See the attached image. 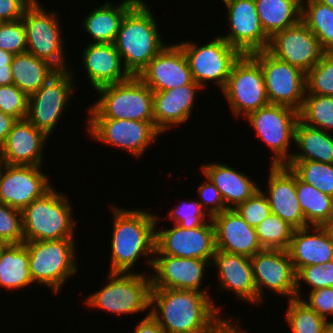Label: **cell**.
<instances>
[{"label": "cell", "mask_w": 333, "mask_h": 333, "mask_svg": "<svg viewBox=\"0 0 333 333\" xmlns=\"http://www.w3.org/2000/svg\"><path fill=\"white\" fill-rule=\"evenodd\" d=\"M215 301L206 293L151 288L150 315L165 333H220L230 322L239 321L222 315L223 307Z\"/></svg>", "instance_id": "cell-1"}, {"label": "cell", "mask_w": 333, "mask_h": 333, "mask_svg": "<svg viewBox=\"0 0 333 333\" xmlns=\"http://www.w3.org/2000/svg\"><path fill=\"white\" fill-rule=\"evenodd\" d=\"M109 206L112 210L110 212H112L113 226L108 272H133L136 264H139L138 260L143 258L149 269H152L157 213L138 207L122 208L110 202Z\"/></svg>", "instance_id": "cell-2"}, {"label": "cell", "mask_w": 333, "mask_h": 333, "mask_svg": "<svg viewBox=\"0 0 333 333\" xmlns=\"http://www.w3.org/2000/svg\"><path fill=\"white\" fill-rule=\"evenodd\" d=\"M151 8L145 0H139L122 19L114 43L131 76H139L168 45L160 35L158 18Z\"/></svg>", "instance_id": "cell-3"}, {"label": "cell", "mask_w": 333, "mask_h": 333, "mask_svg": "<svg viewBox=\"0 0 333 333\" xmlns=\"http://www.w3.org/2000/svg\"><path fill=\"white\" fill-rule=\"evenodd\" d=\"M105 285L87 295L84 304L110 316H131L150 312L151 275L140 272H108ZM112 313V314H111Z\"/></svg>", "instance_id": "cell-4"}, {"label": "cell", "mask_w": 333, "mask_h": 333, "mask_svg": "<svg viewBox=\"0 0 333 333\" xmlns=\"http://www.w3.org/2000/svg\"><path fill=\"white\" fill-rule=\"evenodd\" d=\"M68 196L52 187L22 210L24 242L75 238L78 221Z\"/></svg>", "instance_id": "cell-5"}, {"label": "cell", "mask_w": 333, "mask_h": 333, "mask_svg": "<svg viewBox=\"0 0 333 333\" xmlns=\"http://www.w3.org/2000/svg\"><path fill=\"white\" fill-rule=\"evenodd\" d=\"M95 92L99 97L86 109L87 119L154 122L153 91L138 76L100 87Z\"/></svg>", "instance_id": "cell-6"}, {"label": "cell", "mask_w": 333, "mask_h": 333, "mask_svg": "<svg viewBox=\"0 0 333 333\" xmlns=\"http://www.w3.org/2000/svg\"><path fill=\"white\" fill-rule=\"evenodd\" d=\"M77 239L24 242L29 254V270L33 283L47 287L53 296L60 294L67 280L79 272Z\"/></svg>", "instance_id": "cell-7"}, {"label": "cell", "mask_w": 333, "mask_h": 333, "mask_svg": "<svg viewBox=\"0 0 333 333\" xmlns=\"http://www.w3.org/2000/svg\"><path fill=\"white\" fill-rule=\"evenodd\" d=\"M60 19L57 11L52 12L41 5L40 0H34L22 17L27 36L26 52L49 62L58 70H67L72 65L67 62L64 41L67 39H64L65 36L61 32Z\"/></svg>", "instance_id": "cell-8"}, {"label": "cell", "mask_w": 333, "mask_h": 333, "mask_svg": "<svg viewBox=\"0 0 333 333\" xmlns=\"http://www.w3.org/2000/svg\"><path fill=\"white\" fill-rule=\"evenodd\" d=\"M257 139L271 150L270 165H286L292 155L299 111L279 104H268L244 118Z\"/></svg>", "instance_id": "cell-9"}, {"label": "cell", "mask_w": 333, "mask_h": 333, "mask_svg": "<svg viewBox=\"0 0 333 333\" xmlns=\"http://www.w3.org/2000/svg\"><path fill=\"white\" fill-rule=\"evenodd\" d=\"M189 40L177 44L183 49L194 82L204 90L210 83L222 90L234 63L242 53L229 45L219 34L206 44Z\"/></svg>", "instance_id": "cell-10"}, {"label": "cell", "mask_w": 333, "mask_h": 333, "mask_svg": "<svg viewBox=\"0 0 333 333\" xmlns=\"http://www.w3.org/2000/svg\"><path fill=\"white\" fill-rule=\"evenodd\" d=\"M221 92L236 121L269 104L262 69L250 54L234 63Z\"/></svg>", "instance_id": "cell-11"}, {"label": "cell", "mask_w": 333, "mask_h": 333, "mask_svg": "<svg viewBox=\"0 0 333 333\" xmlns=\"http://www.w3.org/2000/svg\"><path fill=\"white\" fill-rule=\"evenodd\" d=\"M87 135L97 143L126 151L131 157L141 158L151 144L163 134L154 122L121 119H87ZM161 135V136H160Z\"/></svg>", "instance_id": "cell-12"}, {"label": "cell", "mask_w": 333, "mask_h": 333, "mask_svg": "<svg viewBox=\"0 0 333 333\" xmlns=\"http://www.w3.org/2000/svg\"><path fill=\"white\" fill-rule=\"evenodd\" d=\"M59 70L44 86L28 97L27 119L48 137L53 135L78 88L72 70ZM76 87V88H75ZM62 116V117H61Z\"/></svg>", "instance_id": "cell-13"}, {"label": "cell", "mask_w": 333, "mask_h": 333, "mask_svg": "<svg viewBox=\"0 0 333 333\" xmlns=\"http://www.w3.org/2000/svg\"><path fill=\"white\" fill-rule=\"evenodd\" d=\"M262 69L270 104L292 107L299 111L306 92V73L277 59L267 50L250 54Z\"/></svg>", "instance_id": "cell-14"}, {"label": "cell", "mask_w": 333, "mask_h": 333, "mask_svg": "<svg viewBox=\"0 0 333 333\" xmlns=\"http://www.w3.org/2000/svg\"><path fill=\"white\" fill-rule=\"evenodd\" d=\"M166 218L167 216L162 218L157 213L154 255L213 260L216 247L212 219L192 229H185L177 224H173L170 228L157 227Z\"/></svg>", "instance_id": "cell-15"}, {"label": "cell", "mask_w": 333, "mask_h": 333, "mask_svg": "<svg viewBox=\"0 0 333 333\" xmlns=\"http://www.w3.org/2000/svg\"><path fill=\"white\" fill-rule=\"evenodd\" d=\"M250 259L257 306L265 303L267 291L275 296L281 295L285 300L296 298V272L287 250L263 249Z\"/></svg>", "instance_id": "cell-16"}, {"label": "cell", "mask_w": 333, "mask_h": 333, "mask_svg": "<svg viewBox=\"0 0 333 333\" xmlns=\"http://www.w3.org/2000/svg\"><path fill=\"white\" fill-rule=\"evenodd\" d=\"M211 263L195 258L154 255L152 270L147 271L151 275L152 288L191 290L212 296L209 291L213 288L211 283L209 287L202 285Z\"/></svg>", "instance_id": "cell-17"}, {"label": "cell", "mask_w": 333, "mask_h": 333, "mask_svg": "<svg viewBox=\"0 0 333 333\" xmlns=\"http://www.w3.org/2000/svg\"><path fill=\"white\" fill-rule=\"evenodd\" d=\"M42 169L43 166L0 163V202L22 211L42 197L54 185Z\"/></svg>", "instance_id": "cell-18"}, {"label": "cell", "mask_w": 333, "mask_h": 333, "mask_svg": "<svg viewBox=\"0 0 333 333\" xmlns=\"http://www.w3.org/2000/svg\"><path fill=\"white\" fill-rule=\"evenodd\" d=\"M224 2L228 33L221 36L242 54L267 50L270 38L265 34L254 0H221Z\"/></svg>", "instance_id": "cell-19"}, {"label": "cell", "mask_w": 333, "mask_h": 333, "mask_svg": "<svg viewBox=\"0 0 333 333\" xmlns=\"http://www.w3.org/2000/svg\"><path fill=\"white\" fill-rule=\"evenodd\" d=\"M267 51L304 73L312 69L325 53L316 36L302 20L274 34Z\"/></svg>", "instance_id": "cell-20"}, {"label": "cell", "mask_w": 333, "mask_h": 333, "mask_svg": "<svg viewBox=\"0 0 333 333\" xmlns=\"http://www.w3.org/2000/svg\"><path fill=\"white\" fill-rule=\"evenodd\" d=\"M268 170L267 189H260L268 199L271 213L295 230L307 227L297 198L296 174L286 165H270Z\"/></svg>", "instance_id": "cell-21"}, {"label": "cell", "mask_w": 333, "mask_h": 333, "mask_svg": "<svg viewBox=\"0 0 333 333\" xmlns=\"http://www.w3.org/2000/svg\"><path fill=\"white\" fill-rule=\"evenodd\" d=\"M168 43L138 76L153 92L194 82L183 49L177 43Z\"/></svg>", "instance_id": "cell-22"}, {"label": "cell", "mask_w": 333, "mask_h": 333, "mask_svg": "<svg viewBox=\"0 0 333 333\" xmlns=\"http://www.w3.org/2000/svg\"><path fill=\"white\" fill-rule=\"evenodd\" d=\"M49 139L50 137L37 129L27 118L17 120L0 146V163L44 166V149L47 148L46 143Z\"/></svg>", "instance_id": "cell-23"}, {"label": "cell", "mask_w": 333, "mask_h": 333, "mask_svg": "<svg viewBox=\"0 0 333 333\" xmlns=\"http://www.w3.org/2000/svg\"><path fill=\"white\" fill-rule=\"evenodd\" d=\"M211 267L217 271L219 289L232 292L240 302L257 307V289L249 257L216 250Z\"/></svg>", "instance_id": "cell-24"}, {"label": "cell", "mask_w": 333, "mask_h": 333, "mask_svg": "<svg viewBox=\"0 0 333 333\" xmlns=\"http://www.w3.org/2000/svg\"><path fill=\"white\" fill-rule=\"evenodd\" d=\"M203 90L196 82L179 88L153 92L154 125L162 133L173 127L188 124L193 115L198 91ZM196 97V98H195Z\"/></svg>", "instance_id": "cell-25"}, {"label": "cell", "mask_w": 333, "mask_h": 333, "mask_svg": "<svg viewBox=\"0 0 333 333\" xmlns=\"http://www.w3.org/2000/svg\"><path fill=\"white\" fill-rule=\"evenodd\" d=\"M215 228V247L230 254L253 257L263 250L254 227L235 209H227L212 217Z\"/></svg>", "instance_id": "cell-26"}, {"label": "cell", "mask_w": 333, "mask_h": 333, "mask_svg": "<svg viewBox=\"0 0 333 333\" xmlns=\"http://www.w3.org/2000/svg\"><path fill=\"white\" fill-rule=\"evenodd\" d=\"M80 58L86 80L94 92L103 86L120 83L131 77L114 43H87ZM88 78V79H87Z\"/></svg>", "instance_id": "cell-27"}, {"label": "cell", "mask_w": 333, "mask_h": 333, "mask_svg": "<svg viewBox=\"0 0 333 333\" xmlns=\"http://www.w3.org/2000/svg\"><path fill=\"white\" fill-rule=\"evenodd\" d=\"M294 270L333 260V239L324 226L296 229L287 249Z\"/></svg>", "instance_id": "cell-28"}, {"label": "cell", "mask_w": 333, "mask_h": 333, "mask_svg": "<svg viewBox=\"0 0 333 333\" xmlns=\"http://www.w3.org/2000/svg\"><path fill=\"white\" fill-rule=\"evenodd\" d=\"M200 173L209 178L218 188L227 209H235L249 199L260 186L245 172L222 162L201 164Z\"/></svg>", "instance_id": "cell-29"}, {"label": "cell", "mask_w": 333, "mask_h": 333, "mask_svg": "<svg viewBox=\"0 0 333 333\" xmlns=\"http://www.w3.org/2000/svg\"><path fill=\"white\" fill-rule=\"evenodd\" d=\"M139 0H121L118 3L106 1L89 11L82 18V29L89 35L90 43H115L125 14Z\"/></svg>", "instance_id": "cell-30"}, {"label": "cell", "mask_w": 333, "mask_h": 333, "mask_svg": "<svg viewBox=\"0 0 333 333\" xmlns=\"http://www.w3.org/2000/svg\"><path fill=\"white\" fill-rule=\"evenodd\" d=\"M294 150L290 161H318L333 164V135L310 127L300 120L295 127Z\"/></svg>", "instance_id": "cell-31"}, {"label": "cell", "mask_w": 333, "mask_h": 333, "mask_svg": "<svg viewBox=\"0 0 333 333\" xmlns=\"http://www.w3.org/2000/svg\"><path fill=\"white\" fill-rule=\"evenodd\" d=\"M59 70L31 53L14 55L11 62L13 84L28 97L40 90Z\"/></svg>", "instance_id": "cell-32"}, {"label": "cell", "mask_w": 333, "mask_h": 333, "mask_svg": "<svg viewBox=\"0 0 333 333\" xmlns=\"http://www.w3.org/2000/svg\"><path fill=\"white\" fill-rule=\"evenodd\" d=\"M29 254L25 243L6 244L0 252V289L22 291L34 284L29 270ZM23 288V289H22Z\"/></svg>", "instance_id": "cell-33"}, {"label": "cell", "mask_w": 333, "mask_h": 333, "mask_svg": "<svg viewBox=\"0 0 333 333\" xmlns=\"http://www.w3.org/2000/svg\"><path fill=\"white\" fill-rule=\"evenodd\" d=\"M261 26L271 38L301 20L302 0H254Z\"/></svg>", "instance_id": "cell-34"}, {"label": "cell", "mask_w": 333, "mask_h": 333, "mask_svg": "<svg viewBox=\"0 0 333 333\" xmlns=\"http://www.w3.org/2000/svg\"><path fill=\"white\" fill-rule=\"evenodd\" d=\"M296 193L308 226H324L333 214V197L296 176Z\"/></svg>", "instance_id": "cell-35"}, {"label": "cell", "mask_w": 333, "mask_h": 333, "mask_svg": "<svg viewBox=\"0 0 333 333\" xmlns=\"http://www.w3.org/2000/svg\"><path fill=\"white\" fill-rule=\"evenodd\" d=\"M301 20L316 36L324 52H333V9L315 0H302Z\"/></svg>", "instance_id": "cell-36"}, {"label": "cell", "mask_w": 333, "mask_h": 333, "mask_svg": "<svg viewBox=\"0 0 333 333\" xmlns=\"http://www.w3.org/2000/svg\"><path fill=\"white\" fill-rule=\"evenodd\" d=\"M285 321L290 333H324L327 320L311 309L302 299H289Z\"/></svg>", "instance_id": "cell-37"}, {"label": "cell", "mask_w": 333, "mask_h": 333, "mask_svg": "<svg viewBox=\"0 0 333 333\" xmlns=\"http://www.w3.org/2000/svg\"><path fill=\"white\" fill-rule=\"evenodd\" d=\"M299 120L310 127L331 133L333 131V97L305 94L299 110Z\"/></svg>", "instance_id": "cell-38"}, {"label": "cell", "mask_w": 333, "mask_h": 333, "mask_svg": "<svg viewBox=\"0 0 333 333\" xmlns=\"http://www.w3.org/2000/svg\"><path fill=\"white\" fill-rule=\"evenodd\" d=\"M286 166L304 183L333 197V164L318 161H289Z\"/></svg>", "instance_id": "cell-39"}, {"label": "cell", "mask_w": 333, "mask_h": 333, "mask_svg": "<svg viewBox=\"0 0 333 333\" xmlns=\"http://www.w3.org/2000/svg\"><path fill=\"white\" fill-rule=\"evenodd\" d=\"M255 230L263 249L287 250L295 229L276 214L270 213Z\"/></svg>", "instance_id": "cell-40"}, {"label": "cell", "mask_w": 333, "mask_h": 333, "mask_svg": "<svg viewBox=\"0 0 333 333\" xmlns=\"http://www.w3.org/2000/svg\"><path fill=\"white\" fill-rule=\"evenodd\" d=\"M305 94L333 97V52H325L320 61L306 73Z\"/></svg>", "instance_id": "cell-41"}, {"label": "cell", "mask_w": 333, "mask_h": 333, "mask_svg": "<svg viewBox=\"0 0 333 333\" xmlns=\"http://www.w3.org/2000/svg\"><path fill=\"white\" fill-rule=\"evenodd\" d=\"M191 199L186 201L183 200L172 206L173 208L168 212V218L172 220L173 224H177L185 229H192L204 225L212 218L202 208L198 199L195 201Z\"/></svg>", "instance_id": "cell-42"}, {"label": "cell", "mask_w": 333, "mask_h": 333, "mask_svg": "<svg viewBox=\"0 0 333 333\" xmlns=\"http://www.w3.org/2000/svg\"><path fill=\"white\" fill-rule=\"evenodd\" d=\"M0 239L5 244L24 243L22 211L0 202Z\"/></svg>", "instance_id": "cell-43"}, {"label": "cell", "mask_w": 333, "mask_h": 333, "mask_svg": "<svg viewBox=\"0 0 333 333\" xmlns=\"http://www.w3.org/2000/svg\"><path fill=\"white\" fill-rule=\"evenodd\" d=\"M0 49L13 55L26 52L27 36L22 19L0 22Z\"/></svg>", "instance_id": "cell-44"}, {"label": "cell", "mask_w": 333, "mask_h": 333, "mask_svg": "<svg viewBox=\"0 0 333 333\" xmlns=\"http://www.w3.org/2000/svg\"><path fill=\"white\" fill-rule=\"evenodd\" d=\"M0 111L16 120L25 119L28 114V96L14 84L0 86Z\"/></svg>", "instance_id": "cell-45"}, {"label": "cell", "mask_w": 333, "mask_h": 333, "mask_svg": "<svg viewBox=\"0 0 333 333\" xmlns=\"http://www.w3.org/2000/svg\"><path fill=\"white\" fill-rule=\"evenodd\" d=\"M235 210L254 228L271 213L268 199L261 189H258L249 199L240 203Z\"/></svg>", "instance_id": "cell-46"}, {"label": "cell", "mask_w": 333, "mask_h": 333, "mask_svg": "<svg viewBox=\"0 0 333 333\" xmlns=\"http://www.w3.org/2000/svg\"><path fill=\"white\" fill-rule=\"evenodd\" d=\"M308 285V291L316 290L319 288L327 287V276L326 269L322 267L320 264L310 265L301 267L296 272V298H303L302 288ZM302 286V287H301Z\"/></svg>", "instance_id": "cell-47"}, {"label": "cell", "mask_w": 333, "mask_h": 333, "mask_svg": "<svg viewBox=\"0 0 333 333\" xmlns=\"http://www.w3.org/2000/svg\"><path fill=\"white\" fill-rule=\"evenodd\" d=\"M204 182L197 186L198 202L206 213L212 218L214 215L227 210L218 188L204 174Z\"/></svg>", "instance_id": "cell-48"}, {"label": "cell", "mask_w": 333, "mask_h": 333, "mask_svg": "<svg viewBox=\"0 0 333 333\" xmlns=\"http://www.w3.org/2000/svg\"><path fill=\"white\" fill-rule=\"evenodd\" d=\"M307 293L308 296L304 295L302 301L327 321L330 320L329 317L333 318V287L319 288Z\"/></svg>", "instance_id": "cell-49"}, {"label": "cell", "mask_w": 333, "mask_h": 333, "mask_svg": "<svg viewBox=\"0 0 333 333\" xmlns=\"http://www.w3.org/2000/svg\"><path fill=\"white\" fill-rule=\"evenodd\" d=\"M34 0H0V22L22 19L26 8Z\"/></svg>", "instance_id": "cell-50"}, {"label": "cell", "mask_w": 333, "mask_h": 333, "mask_svg": "<svg viewBox=\"0 0 333 333\" xmlns=\"http://www.w3.org/2000/svg\"><path fill=\"white\" fill-rule=\"evenodd\" d=\"M145 314L144 318L135 325L133 333H165L159 323L150 315V312Z\"/></svg>", "instance_id": "cell-51"}, {"label": "cell", "mask_w": 333, "mask_h": 333, "mask_svg": "<svg viewBox=\"0 0 333 333\" xmlns=\"http://www.w3.org/2000/svg\"><path fill=\"white\" fill-rule=\"evenodd\" d=\"M17 120L0 111V146L5 142L7 135L12 130L13 124Z\"/></svg>", "instance_id": "cell-52"}, {"label": "cell", "mask_w": 333, "mask_h": 333, "mask_svg": "<svg viewBox=\"0 0 333 333\" xmlns=\"http://www.w3.org/2000/svg\"><path fill=\"white\" fill-rule=\"evenodd\" d=\"M13 84L11 64L0 63V86Z\"/></svg>", "instance_id": "cell-53"}, {"label": "cell", "mask_w": 333, "mask_h": 333, "mask_svg": "<svg viewBox=\"0 0 333 333\" xmlns=\"http://www.w3.org/2000/svg\"><path fill=\"white\" fill-rule=\"evenodd\" d=\"M220 333H248L240 322H230Z\"/></svg>", "instance_id": "cell-54"}, {"label": "cell", "mask_w": 333, "mask_h": 333, "mask_svg": "<svg viewBox=\"0 0 333 333\" xmlns=\"http://www.w3.org/2000/svg\"><path fill=\"white\" fill-rule=\"evenodd\" d=\"M326 269L327 287H333V260L321 264Z\"/></svg>", "instance_id": "cell-55"}, {"label": "cell", "mask_w": 333, "mask_h": 333, "mask_svg": "<svg viewBox=\"0 0 333 333\" xmlns=\"http://www.w3.org/2000/svg\"><path fill=\"white\" fill-rule=\"evenodd\" d=\"M14 55L0 49V63L11 64Z\"/></svg>", "instance_id": "cell-56"}, {"label": "cell", "mask_w": 333, "mask_h": 333, "mask_svg": "<svg viewBox=\"0 0 333 333\" xmlns=\"http://www.w3.org/2000/svg\"><path fill=\"white\" fill-rule=\"evenodd\" d=\"M324 227L328 231L330 237L333 239V214L330 216V219L324 225Z\"/></svg>", "instance_id": "cell-57"}, {"label": "cell", "mask_w": 333, "mask_h": 333, "mask_svg": "<svg viewBox=\"0 0 333 333\" xmlns=\"http://www.w3.org/2000/svg\"><path fill=\"white\" fill-rule=\"evenodd\" d=\"M324 333H333V320H328L325 325Z\"/></svg>", "instance_id": "cell-58"}, {"label": "cell", "mask_w": 333, "mask_h": 333, "mask_svg": "<svg viewBox=\"0 0 333 333\" xmlns=\"http://www.w3.org/2000/svg\"><path fill=\"white\" fill-rule=\"evenodd\" d=\"M315 1L328 5L329 7H331L333 9V0H315Z\"/></svg>", "instance_id": "cell-59"}, {"label": "cell", "mask_w": 333, "mask_h": 333, "mask_svg": "<svg viewBox=\"0 0 333 333\" xmlns=\"http://www.w3.org/2000/svg\"><path fill=\"white\" fill-rule=\"evenodd\" d=\"M6 246V244L0 239V252Z\"/></svg>", "instance_id": "cell-60"}]
</instances>
